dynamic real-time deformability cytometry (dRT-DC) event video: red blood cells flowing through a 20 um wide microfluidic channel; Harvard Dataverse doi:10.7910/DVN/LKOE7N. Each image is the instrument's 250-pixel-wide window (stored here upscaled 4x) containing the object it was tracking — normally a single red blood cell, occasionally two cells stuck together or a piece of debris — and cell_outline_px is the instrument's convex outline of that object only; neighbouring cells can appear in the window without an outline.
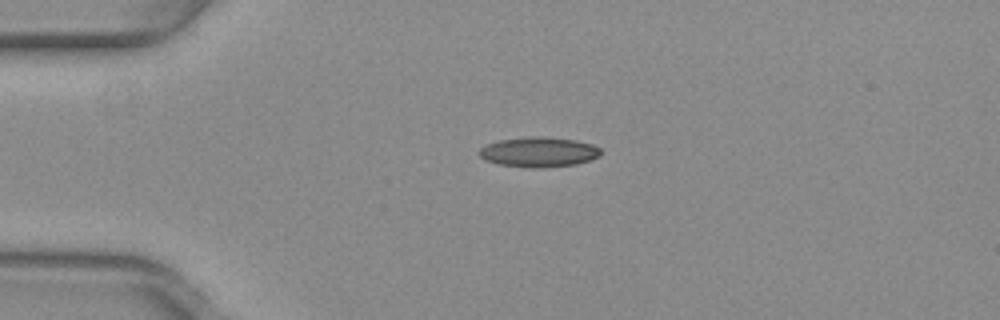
{"species": "common noctule bat (a hibernating species)", "species_latin": "Nyctalus noctula", "temperature_condition": "warm", "stored_images_in_passage": 40, "camera_frame_rate_fps": 3000, "um_per_image_px": 0.085, "animal": {"sex": "female", "body_mass_g": 29.2, "forearm_length_mm": 56.3}, "frame": {"image": 1, "passage_image": 1, "time_ms": 0.0, "image_size_px": [1000, 320], "cell_outline_px": [[600, 156], [576, 164], [544, 168], [532, 168], [500, 164], [484, 160], [476, 152], [480, 148], [488, 144], [500, 140], [528, 136], [548, 136], [576, 140], [592, 144], [600, 148]], "centroid_in_image_um": [45.78, 12.91], "position_along_channel_um": 39.2, "area_um2": 21.39}}
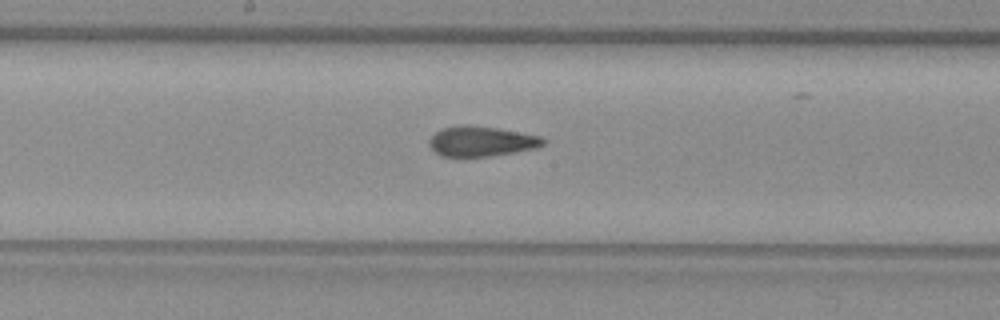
{"frame": {"image": 2, "passage_image": 16, "time_ms": 5.0, "image_size_px": [1000, 320], "cell_outline_px": [[548, 140], [544, 144], [536, 148], [488, 156], [440, 156], [428, 144], [428, 140], [440, 128], [460, 124], [468, 124], [496, 128], [540, 136]], "centroid_in_image_um": [40.88, 11.99], "position_along_channel_um": 207.3, "area_um2": 19.94}}
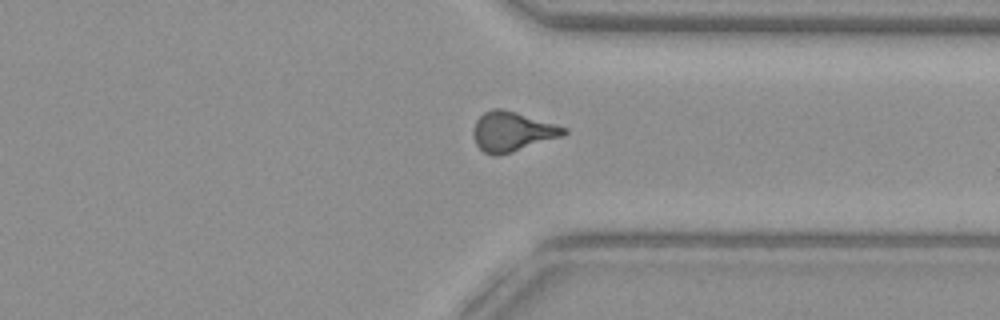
{"frame": {"image": 3, "passage_image": 28, "time_ms": 9.0, "image_size_px": [1000, 320], "cell_outline_px": [[568, 132], [560, 136], [500, 156], [496, 156], [484, 152], [476, 144], [472, 132], [476, 120], [484, 112], [492, 108], [500, 108], [516, 112], [556, 124], [568, 128]], "centroid_in_image_um": [43.51, 11.17], "position_along_channel_um": 367.9, "area_um2": 20.75}, "authors_computed_cell_mechanics": {"area_um2": 20.1144, "velocity_mm_per_s": 4.0263, "shape_relaxation_time_tau1_ms": null, "shape_relaxation_time_tau2_ms": 1.5111, "deformation_change_tau1": null, "deformation_change_tau2": 0.0898}}